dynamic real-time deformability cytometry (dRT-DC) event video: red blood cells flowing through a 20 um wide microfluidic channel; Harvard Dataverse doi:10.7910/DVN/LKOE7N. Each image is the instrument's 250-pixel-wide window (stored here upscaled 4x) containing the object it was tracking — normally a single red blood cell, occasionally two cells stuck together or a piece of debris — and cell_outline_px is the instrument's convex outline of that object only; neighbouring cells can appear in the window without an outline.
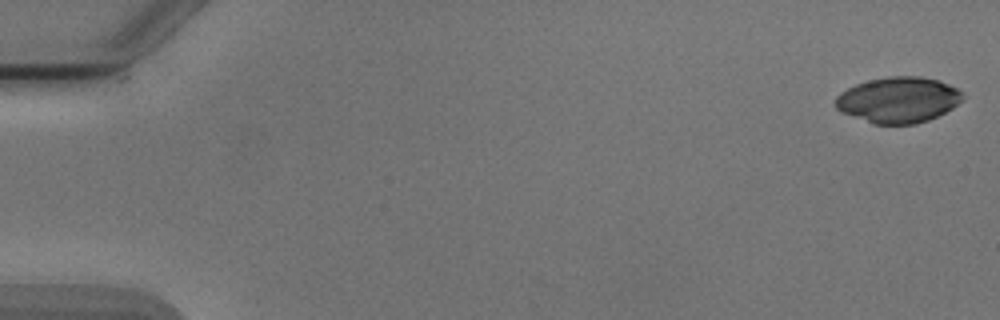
{"species": "Egyptian fruit bat (a non-hibernating species)", "species_latin": "Rousettus aegyptiacus", "temperature_condition": "cold", "stored_images_in_passage": 8, "camera_frame_rate_fps": 3000, "um_per_image_px": 0.085, "animal": {"sex": "male"}, "frame": {"image": 1, "passage_image": 1, "time_ms": 0.0, "image_size_px": [1000, 320], "cell_outline_px": [[964, 96], [952, 108], [928, 120], [912, 124], [872, 124], [844, 112], [836, 108], [836, 96], [840, 92], [856, 84], [868, 80], [888, 76], [920, 76], [936, 80], [948, 84], [956, 88]], "centroid_in_image_um": [76.33, 8.48], "position_along_channel_um": 8.7, "area_um2": 33.52}}